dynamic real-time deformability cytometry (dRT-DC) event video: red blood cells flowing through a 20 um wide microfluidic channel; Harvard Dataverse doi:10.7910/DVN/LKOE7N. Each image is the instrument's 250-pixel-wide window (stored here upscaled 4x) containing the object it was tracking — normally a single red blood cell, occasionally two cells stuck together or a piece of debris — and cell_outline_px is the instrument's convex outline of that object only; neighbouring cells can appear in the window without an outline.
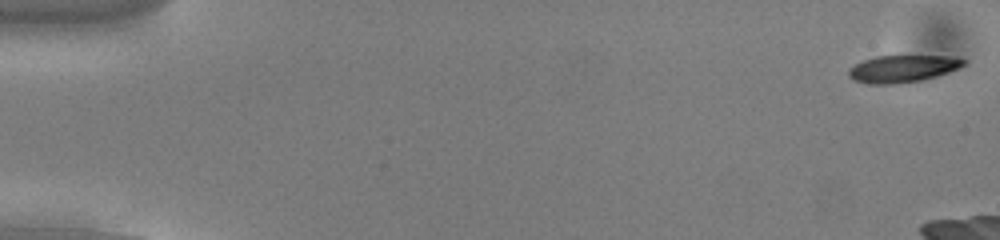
{"species": "common noctule bat (a hibernating species)", "species_latin": "Nyctalus noctula", "temperature_condition": "cold", "stored_images_in_passage": 10, "camera_frame_rate_fps": 3000, "um_per_image_px": 0.085, "animal": {"sex": "male", "body_mass_g": 13.0, "forearm_length_mm": 53.1}, "frame": {"image": 1, "passage_image": 1, "time_ms": 0.0, "image_size_px": [1000, 240], "cell_outline_px": [[968, 60], [964, 64], [948, 72], [920, 80], [892, 84], [868, 84], [852, 80], [848, 76], [848, 68], [864, 60], [876, 56], [944, 56]], "centroid_in_image_um": [76.64, 5.84], "position_along_channel_um": 8.4, "area_um2": 17.92}}